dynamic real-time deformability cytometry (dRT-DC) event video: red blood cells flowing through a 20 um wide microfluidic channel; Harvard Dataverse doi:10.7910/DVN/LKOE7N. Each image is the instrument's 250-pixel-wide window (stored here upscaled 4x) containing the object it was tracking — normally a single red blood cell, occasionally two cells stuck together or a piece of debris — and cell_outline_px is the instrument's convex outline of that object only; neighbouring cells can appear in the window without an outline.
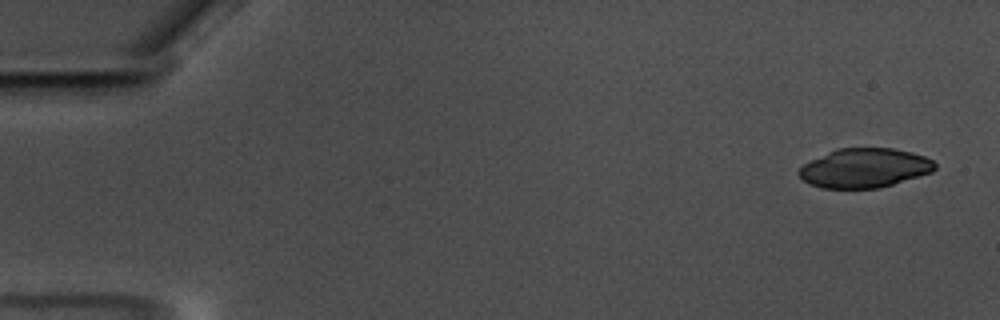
{"species": "common noctule bat (a hibernating species)", "species_latin": "Nyctalus noctula", "temperature_condition": "warm", "stored_images_in_passage": 56, "camera_frame_rate_fps": 3000, "um_per_image_px": 0.085, "animal": {"sex": "male", "body_mass_g": 17.5, "forearm_length_mm": 52.3}, "frame": {"image": 1, "passage_image": 1, "time_ms": 0.0, "image_size_px": [1000, 320], "cell_outline_px": [[936, 168], [932, 172], [880, 188], [820, 188], [808, 184], [800, 176], [800, 168], [804, 164], [836, 148], [892, 148], [912, 152], [924, 156], [932, 160], [936, 164]], "centroid_in_image_um": [73.5, 14.28], "position_along_channel_um": 11.5, "area_um2": 30.98}}